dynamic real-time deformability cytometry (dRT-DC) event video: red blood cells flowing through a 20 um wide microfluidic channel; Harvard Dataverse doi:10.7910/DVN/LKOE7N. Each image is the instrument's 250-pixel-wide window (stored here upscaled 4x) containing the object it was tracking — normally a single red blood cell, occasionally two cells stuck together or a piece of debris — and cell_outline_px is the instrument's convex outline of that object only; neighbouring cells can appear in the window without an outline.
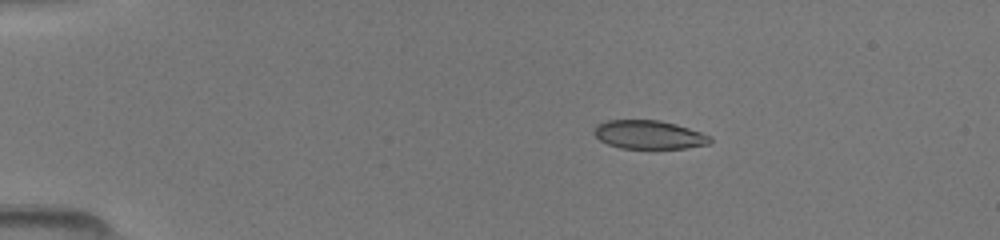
{"species": "common noctule bat (a hibernating species)", "species_latin": "Nyctalus noctula", "temperature_condition": "room temperature", "stored_images_in_passage": 41, "camera_frame_rate_fps": 3000, "um_per_image_px": 0.085, "animal": {"sex": "female", "body_mass_g": 19.5, "forearm_length_mm": 54.1}, "frame": {"image": 1, "passage_image": 1, "time_ms": 0.0, "image_size_px": [1000, 240], "cell_outline_px": [[712, 140], [708, 144], [684, 148], [620, 148], [608, 144], [600, 140], [596, 136], [596, 124], [608, 120], [660, 120], [676, 124], [712, 136]], "centroid_in_image_um": [55.18, 11.44], "position_along_channel_um": 29.8, "area_um2": 19.13}}
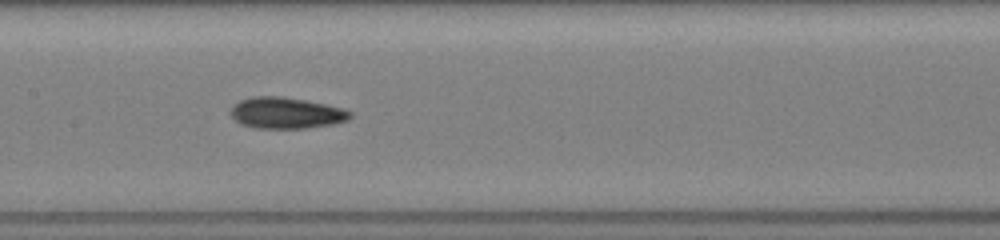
{"frame": {"image": 2, "passage_image": 17, "time_ms": 5.333, "image_size_px": [1000, 240], "cell_outline_px": [[352, 116], [348, 120], [332, 124], [304, 128], [256, 128], [240, 124], [232, 116], [232, 108], [240, 100], [252, 96], [284, 96], [324, 104], [340, 108], [352, 112]], "centroid_in_image_um": [24.32, 9.6], "position_along_channel_um": 183.1, "area_um2": 21.5}}
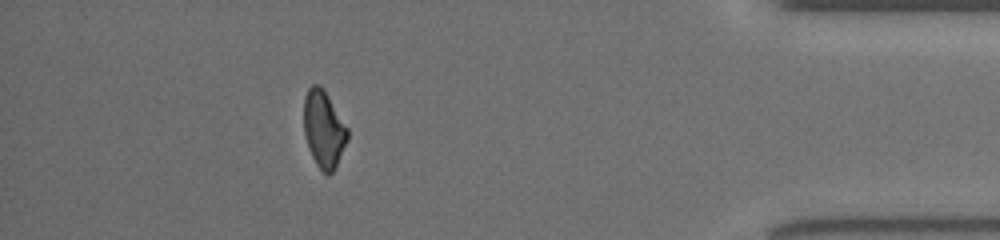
{"frame": {"image": 3, "passage_image": 36, "time_ms": 11.667, "image_size_px": [1000, 240], "cell_outline_px": [[348, 140], [332, 172], [328, 176], [316, 164], [312, 156], [304, 132], [304, 96], [308, 88], [312, 84], [320, 84], [324, 88], [348, 128]], "centroid_in_image_um": [27.52, 10.92], "position_along_channel_um": 407.7, "area_um2": 19.54}}